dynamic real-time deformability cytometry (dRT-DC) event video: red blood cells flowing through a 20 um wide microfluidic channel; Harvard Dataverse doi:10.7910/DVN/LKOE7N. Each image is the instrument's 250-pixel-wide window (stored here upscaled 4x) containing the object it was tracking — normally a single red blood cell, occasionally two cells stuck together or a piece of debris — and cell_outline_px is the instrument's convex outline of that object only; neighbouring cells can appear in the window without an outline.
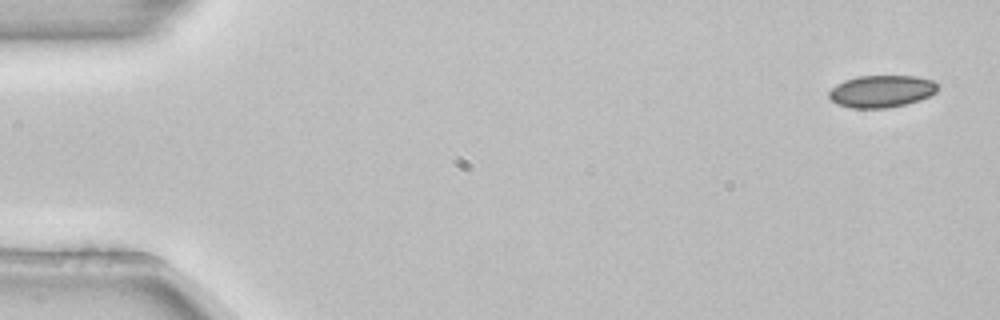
{"species": "common noctule bat (a hibernating species)", "species_latin": "Nyctalus noctula", "temperature_condition": "room temperature", "stored_images_in_passage": 4, "camera_frame_rate_fps": 3000, "um_per_image_px": 0.085, "animal": {"sex": "female", "body_mass_g": 22.7, "forearm_length_mm": 54.2}, "frame": {"image": 1, "passage_image": 1, "time_ms": 0.0, "image_size_px": [1000, 320], "cell_outline_px": [[940, 88], [936, 92], [920, 100], [908, 104], [888, 108], [852, 108], [836, 104], [828, 96], [828, 92], [836, 84], [844, 80], [856, 76], [916, 76], [932, 80], [940, 84]], "centroid_in_image_um": [74.95, 7.76], "position_along_channel_um": 10.1, "area_um2": 20.69}}
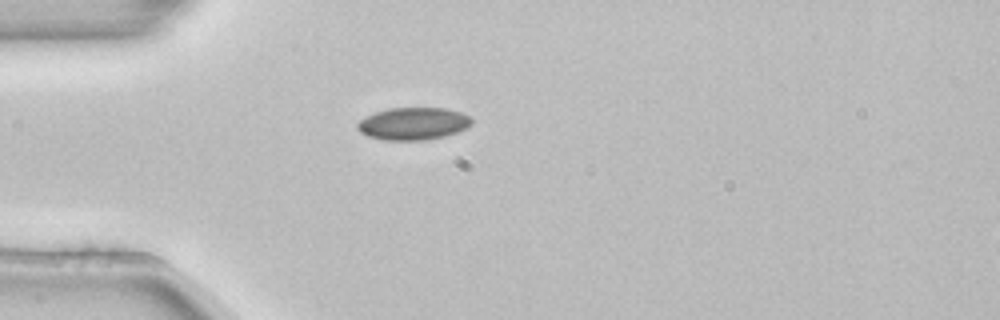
{"frame": {"image": 2, "passage_image": 4, "time_ms": 1.0, "image_size_px": [1000, 320], "cell_outline_px": [[472, 124], [468, 128], [444, 136], [424, 140], [384, 140], [368, 136], [360, 132], [356, 128], [356, 124], [360, 120], [376, 112], [388, 108], [444, 108], [460, 112], [468, 116], [472, 120]], "centroid_in_image_um": [35.12, 10.51], "position_along_channel_um": 49.9, "area_um2": 21.5}}